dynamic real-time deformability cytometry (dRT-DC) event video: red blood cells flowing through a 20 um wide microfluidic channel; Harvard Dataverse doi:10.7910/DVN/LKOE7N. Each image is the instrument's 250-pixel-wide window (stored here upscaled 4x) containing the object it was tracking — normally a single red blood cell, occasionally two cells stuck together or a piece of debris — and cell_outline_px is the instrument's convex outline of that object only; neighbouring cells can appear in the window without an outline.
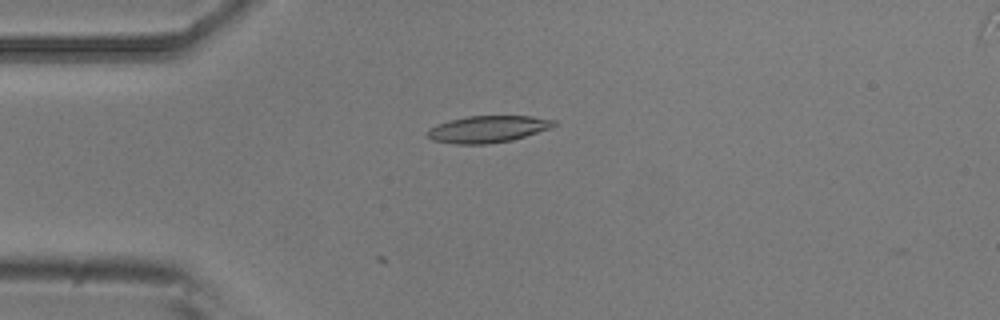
{"species": "common noctule bat (a hibernating species)", "species_latin": "Nyctalus noctula", "temperature_condition": "room temperature", "stored_images_in_passage": 16, "camera_frame_rate_fps": 3000, "um_per_image_px": 0.085, "animal": {"sex": "male", "body_mass_g": 20.5, "forearm_length_mm": 52.5}, "frame": {"image": 1, "passage_image": 13, "time_ms": 4.0, "image_size_px": [1000, 320], "cell_outline_px": [[556, 124], [552, 128], [512, 140], [488, 144], [456, 144], [432, 140], [424, 132], [428, 128], [448, 120], [468, 116], [532, 116], [556, 120]], "centroid_in_image_um": [41.45, 10.97], "position_along_channel_um": 43.5, "area_um2": 19.94}}